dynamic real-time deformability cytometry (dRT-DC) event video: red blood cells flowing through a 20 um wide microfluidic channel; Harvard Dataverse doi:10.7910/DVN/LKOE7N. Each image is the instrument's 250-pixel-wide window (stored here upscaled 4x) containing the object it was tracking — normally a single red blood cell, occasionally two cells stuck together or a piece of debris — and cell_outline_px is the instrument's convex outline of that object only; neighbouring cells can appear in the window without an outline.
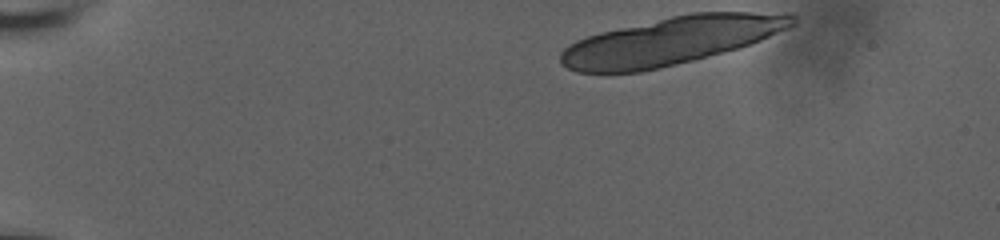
{"species": "human", "species_latin": "Homo sapiens", "temperature_condition": "room temperature", "stored_images_in_passage": 10, "camera_frame_rate_fps": 3000, "um_per_image_px": 0.085, "donor": {"sex": "male"}, "frame": {"image": 1, "passage_image": 1, "time_ms": 0.0, "image_size_px": [1000, 240], "cell_outline_px": [[796, 24], [792, 28], [760, 40], [736, 48], [692, 60], [660, 68], [640, 72], [576, 72], [560, 64], [560, 52], [568, 44], [576, 40], [600, 32], [672, 16], [692, 12], [792, 12], [796, 16]], "centroid_in_image_um": [57.07, 3.45], "position_along_channel_um": 27.9, "area_um2": 64.45}}